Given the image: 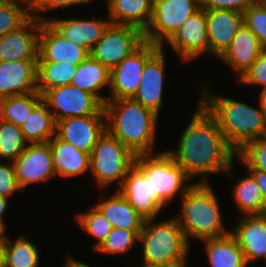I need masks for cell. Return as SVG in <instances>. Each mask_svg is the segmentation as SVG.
I'll return each instance as SVG.
<instances>
[{"label": "cell", "mask_w": 266, "mask_h": 267, "mask_svg": "<svg viewBox=\"0 0 266 267\" xmlns=\"http://www.w3.org/2000/svg\"><path fill=\"white\" fill-rule=\"evenodd\" d=\"M190 122L179 138L176 150L166 152L193 179L202 176L197 183H207L203 175H232L233 159L237 152L228 144L216 119L198 102Z\"/></svg>", "instance_id": "1"}, {"label": "cell", "mask_w": 266, "mask_h": 267, "mask_svg": "<svg viewBox=\"0 0 266 267\" xmlns=\"http://www.w3.org/2000/svg\"><path fill=\"white\" fill-rule=\"evenodd\" d=\"M206 85V86H205ZM204 84L200 103L216 119L228 144L238 153L249 142L266 135V116L255 108L231 98L210 93ZM210 93V94H209Z\"/></svg>", "instance_id": "2"}, {"label": "cell", "mask_w": 266, "mask_h": 267, "mask_svg": "<svg viewBox=\"0 0 266 267\" xmlns=\"http://www.w3.org/2000/svg\"><path fill=\"white\" fill-rule=\"evenodd\" d=\"M106 130L135 155L152 154L159 116L133 98L107 100Z\"/></svg>", "instance_id": "3"}, {"label": "cell", "mask_w": 266, "mask_h": 267, "mask_svg": "<svg viewBox=\"0 0 266 267\" xmlns=\"http://www.w3.org/2000/svg\"><path fill=\"white\" fill-rule=\"evenodd\" d=\"M180 214L175 216L187 240L219 238L231 233L222 221L219 198L210 184L197 183L180 198Z\"/></svg>", "instance_id": "4"}, {"label": "cell", "mask_w": 266, "mask_h": 267, "mask_svg": "<svg viewBox=\"0 0 266 267\" xmlns=\"http://www.w3.org/2000/svg\"><path fill=\"white\" fill-rule=\"evenodd\" d=\"M138 241L143 245L142 263L186 267L190 243L174 216L161 222L146 219Z\"/></svg>", "instance_id": "5"}, {"label": "cell", "mask_w": 266, "mask_h": 267, "mask_svg": "<svg viewBox=\"0 0 266 267\" xmlns=\"http://www.w3.org/2000/svg\"><path fill=\"white\" fill-rule=\"evenodd\" d=\"M134 165L151 181L153 192L166 205L194 185L188 183L191 178L166 151L136 155Z\"/></svg>", "instance_id": "6"}, {"label": "cell", "mask_w": 266, "mask_h": 267, "mask_svg": "<svg viewBox=\"0 0 266 267\" xmlns=\"http://www.w3.org/2000/svg\"><path fill=\"white\" fill-rule=\"evenodd\" d=\"M135 159L136 155L106 130L90 154V172L99 188L114 182L121 186Z\"/></svg>", "instance_id": "7"}, {"label": "cell", "mask_w": 266, "mask_h": 267, "mask_svg": "<svg viewBox=\"0 0 266 267\" xmlns=\"http://www.w3.org/2000/svg\"><path fill=\"white\" fill-rule=\"evenodd\" d=\"M144 31L130 25L110 24L90 50V56L110 71L145 43Z\"/></svg>", "instance_id": "8"}, {"label": "cell", "mask_w": 266, "mask_h": 267, "mask_svg": "<svg viewBox=\"0 0 266 267\" xmlns=\"http://www.w3.org/2000/svg\"><path fill=\"white\" fill-rule=\"evenodd\" d=\"M200 8V0H153V15L144 31L145 41L164 47V42Z\"/></svg>", "instance_id": "9"}, {"label": "cell", "mask_w": 266, "mask_h": 267, "mask_svg": "<svg viewBox=\"0 0 266 267\" xmlns=\"http://www.w3.org/2000/svg\"><path fill=\"white\" fill-rule=\"evenodd\" d=\"M42 98L56 122L71 117L105 115L104 105L93 94L72 85L47 90Z\"/></svg>", "instance_id": "10"}, {"label": "cell", "mask_w": 266, "mask_h": 267, "mask_svg": "<svg viewBox=\"0 0 266 267\" xmlns=\"http://www.w3.org/2000/svg\"><path fill=\"white\" fill-rule=\"evenodd\" d=\"M160 46L145 42L132 55L111 70L108 100L133 98L137 93L146 61Z\"/></svg>", "instance_id": "11"}, {"label": "cell", "mask_w": 266, "mask_h": 267, "mask_svg": "<svg viewBox=\"0 0 266 267\" xmlns=\"http://www.w3.org/2000/svg\"><path fill=\"white\" fill-rule=\"evenodd\" d=\"M16 180L24 191L29 184L47 182L56 176L49 143L29 144L13 161Z\"/></svg>", "instance_id": "12"}, {"label": "cell", "mask_w": 266, "mask_h": 267, "mask_svg": "<svg viewBox=\"0 0 266 267\" xmlns=\"http://www.w3.org/2000/svg\"><path fill=\"white\" fill-rule=\"evenodd\" d=\"M167 42L180 55L182 62L194 61L204 53L209 54L206 10L201 7L190 15Z\"/></svg>", "instance_id": "13"}, {"label": "cell", "mask_w": 266, "mask_h": 267, "mask_svg": "<svg viewBox=\"0 0 266 267\" xmlns=\"http://www.w3.org/2000/svg\"><path fill=\"white\" fill-rule=\"evenodd\" d=\"M118 192L145 219L157 218L167 206L153 192L151 181L134 165L123 180Z\"/></svg>", "instance_id": "14"}, {"label": "cell", "mask_w": 266, "mask_h": 267, "mask_svg": "<svg viewBox=\"0 0 266 267\" xmlns=\"http://www.w3.org/2000/svg\"><path fill=\"white\" fill-rule=\"evenodd\" d=\"M105 131L106 115L61 119L56 126V135L60 139L89 154Z\"/></svg>", "instance_id": "15"}, {"label": "cell", "mask_w": 266, "mask_h": 267, "mask_svg": "<svg viewBox=\"0 0 266 267\" xmlns=\"http://www.w3.org/2000/svg\"><path fill=\"white\" fill-rule=\"evenodd\" d=\"M40 21L30 17L17 30L0 38V62L37 60Z\"/></svg>", "instance_id": "16"}, {"label": "cell", "mask_w": 266, "mask_h": 267, "mask_svg": "<svg viewBox=\"0 0 266 267\" xmlns=\"http://www.w3.org/2000/svg\"><path fill=\"white\" fill-rule=\"evenodd\" d=\"M160 47L145 63L141 82L133 99L159 116L165 83V53Z\"/></svg>", "instance_id": "17"}, {"label": "cell", "mask_w": 266, "mask_h": 267, "mask_svg": "<svg viewBox=\"0 0 266 267\" xmlns=\"http://www.w3.org/2000/svg\"><path fill=\"white\" fill-rule=\"evenodd\" d=\"M90 55L89 51L68 41L57 33L46 21H40L37 61H52L78 65Z\"/></svg>", "instance_id": "18"}, {"label": "cell", "mask_w": 266, "mask_h": 267, "mask_svg": "<svg viewBox=\"0 0 266 267\" xmlns=\"http://www.w3.org/2000/svg\"><path fill=\"white\" fill-rule=\"evenodd\" d=\"M231 234L244 252L248 265L266 259V214L241 215Z\"/></svg>", "instance_id": "19"}, {"label": "cell", "mask_w": 266, "mask_h": 267, "mask_svg": "<svg viewBox=\"0 0 266 267\" xmlns=\"http://www.w3.org/2000/svg\"><path fill=\"white\" fill-rule=\"evenodd\" d=\"M243 23V13L234 10H206L209 54L220 57Z\"/></svg>", "instance_id": "20"}, {"label": "cell", "mask_w": 266, "mask_h": 267, "mask_svg": "<svg viewBox=\"0 0 266 267\" xmlns=\"http://www.w3.org/2000/svg\"><path fill=\"white\" fill-rule=\"evenodd\" d=\"M37 90V60L0 62V99Z\"/></svg>", "instance_id": "21"}, {"label": "cell", "mask_w": 266, "mask_h": 267, "mask_svg": "<svg viewBox=\"0 0 266 267\" xmlns=\"http://www.w3.org/2000/svg\"><path fill=\"white\" fill-rule=\"evenodd\" d=\"M63 38L85 47L89 52L103 36L110 20L94 16L92 19H47L46 21Z\"/></svg>", "instance_id": "22"}, {"label": "cell", "mask_w": 266, "mask_h": 267, "mask_svg": "<svg viewBox=\"0 0 266 267\" xmlns=\"http://www.w3.org/2000/svg\"><path fill=\"white\" fill-rule=\"evenodd\" d=\"M261 51L256 35L243 23L220 59L230 66L239 80L257 60Z\"/></svg>", "instance_id": "23"}, {"label": "cell", "mask_w": 266, "mask_h": 267, "mask_svg": "<svg viewBox=\"0 0 266 267\" xmlns=\"http://www.w3.org/2000/svg\"><path fill=\"white\" fill-rule=\"evenodd\" d=\"M56 175L65 178L82 176L90 170V154L55 135L49 142Z\"/></svg>", "instance_id": "24"}, {"label": "cell", "mask_w": 266, "mask_h": 267, "mask_svg": "<svg viewBox=\"0 0 266 267\" xmlns=\"http://www.w3.org/2000/svg\"><path fill=\"white\" fill-rule=\"evenodd\" d=\"M111 24L130 25L142 29L149 26L153 15V0H107Z\"/></svg>", "instance_id": "25"}, {"label": "cell", "mask_w": 266, "mask_h": 267, "mask_svg": "<svg viewBox=\"0 0 266 267\" xmlns=\"http://www.w3.org/2000/svg\"><path fill=\"white\" fill-rule=\"evenodd\" d=\"M107 196V199H102L95 206L110 221L113 228L142 231L146 219L130 205L118 190L111 196Z\"/></svg>", "instance_id": "26"}, {"label": "cell", "mask_w": 266, "mask_h": 267, "mask_svg": "<svg viewBox=\"0 0 266 267\" xmlns=\"http://www.w3.org/2000/svg\"><path fill=\"white\" fill-rule=\"evenodd\" d=\"M111 71L90 55L80 64L71 79L70 85L93 94L103 105L108 97L99 91L104 87L110 88Z\"/></svg>", "instance_id": "27"}, {"label": "cell", "mask_w": 266, "mask_h": 267, "mask_svg": "<svg viewBox=\"0 0 266 267\" xmlns=\"http://www.w3.org/2000/svg\"><path fill=\"white\" fill-rule=\"evenodd\" d=\"M204 242L210 267H249L244 252L236 238L230 233L219 238H208Z\"/></svg>", "instance_id": "28"}, {"label": "cell", "mask_w": 266, "mask_h": 267, "mask_svg": "<svg viewBox=\"0 0 266 267\" xmlns=\"http://www.w3.org/2000/svg\"><path fill=\"white\" fill-rule=\"evenodd\" d=\"M57 122L42 100L26 121L20 125L25 140L29 144L48 143L56 135Z\"/></svg>", "instance_id": "29"}, {"label": "cell", "mask_w": 266, "mask_h": 267, "mask_svg": "<svg viewBox=\"0 0 266 267\" xmlns=\"http://www.w3.org/2000/svg\"><path fill=\"white\" fill-rule=\"evenodd\" d=\"M249 175L239 178L232 188V198L241 214L263 215L266 214V202L254 176Z\"/></svg>", "instance_id": "30"}, {"label": "cell", "mask_w": 266, "mask_h": 267, "mask_svg": "<svg viewBox=\"0 0 266 267\" xmlns=\"http://www.w3.org/2000/svg\"><path fill=\"white\" fill-rule=\"evenodd\" d=\"M42 100V94L39 91L1 98L0 119L20 126Z\"/></svg>", "instance_id": "31"}, {"label": "cell", "mask_w": 266, "mask_h": 267, "mask_svg": "<svg viewBox=\"0 0 266 267\" xmlns=\"http://www.w3.org/2000/svg\"><path fill=\"white\" fill-rule=\"evenodd\" d=\"M78 65L52 61H37V90L43 95L55 87L70 85Z\"/></svg>", "instance_id": "32"}, {"label": "cell", "mask_w": 266, "mask_h": 267, "mask_svg": "<svg viewBox=\"0 0 266 267\" xmlns=\"http://www.w3.org/2000/svg\"><path fill=\"white\" fill-rule=\"evenodd\" d=\"M5 241L4 267H39V250L37 246L24 235Z\"/></svg>", "instance_id": "33"}, {"label": "cell", "mask_w": 266, "mask_h": 267, "mask_svg": "<svg viewBox=\"0 0 266 267\" xmlns=\"http://www.w3.org/2000/svg\"><path fill=\"white\" fill-rule=\"evenodd\" d=\"M20 126L0 119V161L13 162L27 147Z\"/></svg>", "instance_id": "34"}, {"label": "cell", "mask_w": 266, "mask_h": 267, "mask_svg": "<svg viewBox=\"0 0 266 267\" xmlns=\"http://www.w3.org/2000/svg\"><path fill=\"white\" fill-rule=\"evenodd\" d=\"M77 223L89 235L97 239L93 249L98 248L113 229L110 221L94 205L87 212L76 215Z\"/></svg>", "instance_id": "35"}, {"label": "cell", "mask_w": 266, "mask_h": 267, "mask_svg": "<svg viewBox=\"0 0 266 267\" xmlns=\"http://www.w3.org/2000/svg\"><path fill=\"white\" fill-rule=\"evenodd\" d=\"M141 231L113 228L101 245L94 251L109 255L125 254L137 244Z\"/></svg>", "instance_id": "36"}, {"label": "cell", "mask_w": 266, "mask_h": 267, "mask_svg": "<svg viewBox=\"0 0 266 267\" xmlns=\"http://www.w3.org/2000/svg\"><path fill=\"white\" fill-rule=\"evenodd\" d=\"M31 17L30 11L13 0H0V38L17 30Z\"/></svg>", "instance_id": "37"}, {"label": "cell", "mask_w": 266, "mask_h": 267, "mask_svg": "<svg viewBox=\"0 0 266 267\" xmlns=\"http://www.w3.org/2000/svg\"><path fill=\"white\" fill-rule=\"evenodd\" d=\"M237 157L248 170L266 172V135L249 142Z\"/></svg>", "instance_id": "38"}, {"label": "cell", "mask_w": 266, "mask_h": 267, "mask_svg": "<svg viewBox=\"0 0 266 267\" xmlns=\"http://www.w3.org/2000/svg\"><path fill=\"white\" fill-rule=\"evenodd\" d=\"M245 25L256 35L262 49H266V3L258 1L243 13Z\"/></svg>", "instance_id": "39"}, {"label": "cell", "mask_w": 266, "mask_h": 267, "mask_svg": "<svg viewBox=\"0 0 266 267\" xmlns=\"http://www.w3.org/2000/svg\"><path fill=\"white\" fill-rule=\"evenodd\" d=\"M239 83L245 85H256L266 88V49H262L257 60L238 80Z\"/></svg>", "instance_id": "40"}, {"label": "cell", "mask_w": 266, "mask_h": 267, "mask_svg": "<svg viewBox=\"0 0 266 267\" xmlns=\"http://www.w3.org/2000/svg\"><path fill=\"white\" fill-rule=\"evenodd\" d=\"M2 162L0 161V196L9 199L10 195L23 191L17 183L13 162Z\"/></svg>", "instance_id": "41"}, {"label": "cell", "mask_w": 266, "mask_h": 267, "mask_svg": "<svg viewBox=\"0 0 266 267\" xmlns=\"http://www.w3.org/2000/svg\"><path fill=\"white\" fill-rule=\"evenodd\" d=\"M87 3H89L88 0H39L38 3L30 10V15L39 21H47L45 16H41V13H46L52 9H65L69 6L71 7L72 5L80 6Z\"/></svg>", "instance_id": "42"}, {"label": "cell", "mask_w": 266, "mask_h": 267, "mask_svg": "<svg viewBox=\"0 0 266 267\" xmlns=\"http://www.w3.org/2000/svg\"><path fill=\"white\" fill-rule=\"evenodd\" d=\"M201 7L205 10L220 9L234 10L244 13L251 6L255 5L258 0H200Z\"/></svg>", "instance_id": "43"}, {"label": "cell", "mask_w": 266, "mask_h": 267, "mask_svg": "<svg viewBox=\"0 0 266 267\" xmlns=\"http://www.w3.org/2000/svg\"><path fill=\"white\" fill-rule=\"evenodd\" d=\"M247 172H250L254 176L257 185L260 188L262 197L266 202V172L259 170H248Z\"/></svg>", "instance_id": "44"}, {"label": "cell", "mask_w": 266, "mask_h": 267, "mask_svg": "<svg viewBox=\"0 0 266 267\" xmlns=\"http://www.w3.org/2000/svg\"><path fill=\"white\" fill-rule=\"evenodd\" d=\"M65 265L64 267H92L90 265H87L79 260H76L75 258L71 257L69 254L67 259L65 260Z\"/></svg>", "instance_id": "45"}, {"label": "cell", "mask_w": 266, "mask_h": 267, "mask_svg": "<svg viewBox=\"0 0 266 267\" xmlns=\"http://www.w3.org/2000/svg\"><path fill=\"white\" fill-rule=\"evenodd\" d=\"M8 198L0 196V223L5 225L4 222V213L6 212V208L8 207Z\"/></svg>", "instance_id": "46"}, {"label": "cell", "mask_w": 266, "mask_h": 267, "mask_svg": "<svg viewBox=\"0 0 266 267\" xmlns=\"http://www.w3.org/2000/svg\"><path fill=\"white\" fill-rule=\"evenodd\" d=\"M260 97H259V106L261 107V110L264 112V115L266 116V88H263L260 90Z\"/></svg>", "instance_id": "47"}, {"label": "cell", "mask_w": 266, "mask_h": 267, "mask_svg": "<svg viewBox=\"0 0 266 267\" xmlns=\"http://www.w3.org/2000/svg\"><path fill=\"white\" fill-rule=\"evenodd\" d=\"M24 5L29 11L38 3L39 0H13Z\"/></svg>", "instance_id": "48"}, {"label": "cell", "mask_w": 266, "mask_h": 267, "mask_svg": "<svg viewBox=\"0 0 266 267\" xmlns=\"http://www.w3.org/2000/svg\"><path fill=\"white\" fill-rule=\"evenodd\" d=\"M5 230H7L6 225L0 223V244H5L7 238Z\"/></svg>", "instance_id": "49"}, {"label": "cell", "mask_w": 266, "mask_h": 267, "mask_svg": "<svg viewBox=\"0 0 266 267\" xmlns=\"http://www.w3.org/2000/svg\"><path fill=\"white\" fill-rule=\"evenodd\" d=\"M4 249L5 244H0V267H4Z\"/></svg>", "instance_id": "50"}, {"label": "cell", "mask_w": 266, "mask_h": 267, "mask_svg": "<svg viewBox=\"0 0 266 267\" xmlns=\"http://www.w3.org/2000/svg\"><path fill=\"white\" fill-rule=\"evenodd\" d=\"M141 265H142V266H140V267H160V266L149 265V264H145V263H142ZM138 267H139V266H138Z\"/></svg>", "instance_id": "51"}]
</instances>
